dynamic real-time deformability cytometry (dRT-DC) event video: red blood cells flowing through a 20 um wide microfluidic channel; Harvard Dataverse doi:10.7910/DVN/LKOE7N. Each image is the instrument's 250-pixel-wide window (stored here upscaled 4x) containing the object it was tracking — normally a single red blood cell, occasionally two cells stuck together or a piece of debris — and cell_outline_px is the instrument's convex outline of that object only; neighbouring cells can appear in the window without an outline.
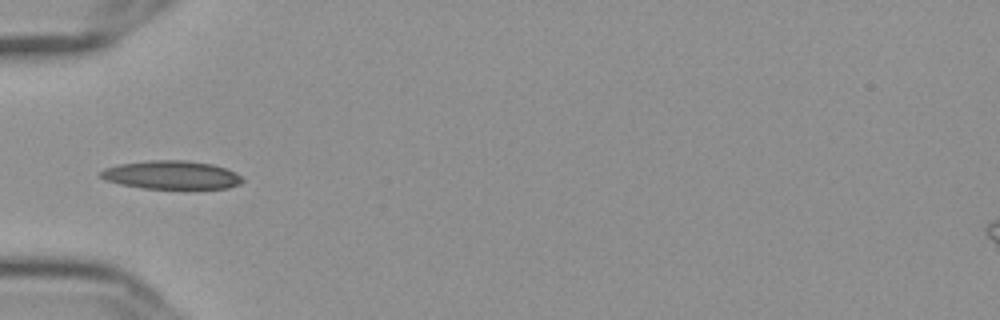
{"species": "Egyptian fruit bat (a non-hibernating species)", "species_latin": "Rousettus aegyptiacus", "temperature_condition": "cold", "stored_images_in_passage": 38, "camera_frame_rate_fps": 3000, "um_per_image_px": 0.085, "frame": {"image": 1, "passage_image": 1, "time_ms": 0.0, "image_size_px": [1000, 320], "cell_outline_px": [[244, 180], [240, 184], [228, 188], [144, 188], [120, 184], [104, 180], [96, 176], [104, 168], [120, 164], [148, 160], [184, 160], [212, 164], [236, 172]], "centroid_in_image_um": [14.53, 14.87], "position_along_channel_um": 70.5, "area_um2": 23.47}}
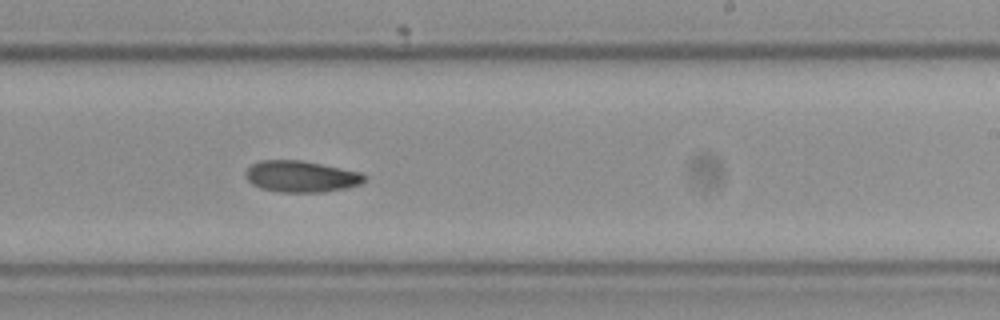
{"frame": {"image": 2, "passage_image": 17, "time_ms": 5.333, "image_size_px": [1000, 320], "cell_outline_px": [[368, 176], [360, 184], [344, 188], [324, 192], [280, 192], [260, 188], [252, 184], [244, 176], [244, 172], [252, 164], [260, 160], [300, 160], [360, 172]], "centroid_in_image_um": [25.56, 15.0], "position_along_channel_um": 263.4, "area_um2": 21.68}}
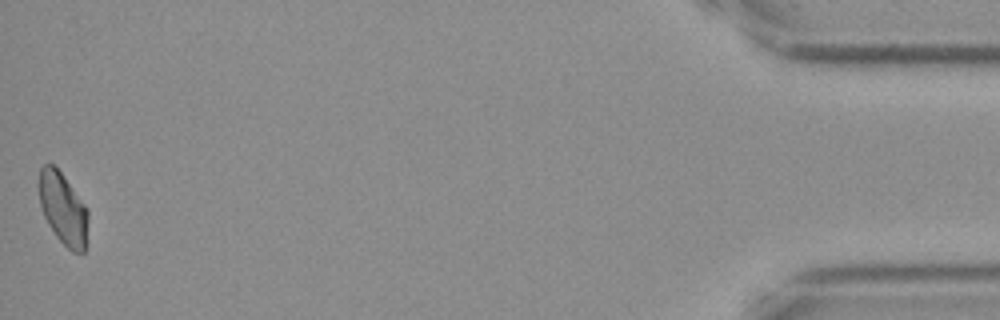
{"frame": {"image": 3, "passage_image": 38, "time_ms": 12.333, "image_size_px": [1000, 320], "cell_outline_px": [[88, 220], [84, 252], [72, 252], [56, 236], [48, 224], [44, 216], [40, 204], [36, 184], [40, 168], [44, 164], [52, 164], [60, 172], [88, 208]], "centroid_in_image_um": [5.32, 17.7], "position_along_channel_um": 429.9, "area_um2": 20.69}}